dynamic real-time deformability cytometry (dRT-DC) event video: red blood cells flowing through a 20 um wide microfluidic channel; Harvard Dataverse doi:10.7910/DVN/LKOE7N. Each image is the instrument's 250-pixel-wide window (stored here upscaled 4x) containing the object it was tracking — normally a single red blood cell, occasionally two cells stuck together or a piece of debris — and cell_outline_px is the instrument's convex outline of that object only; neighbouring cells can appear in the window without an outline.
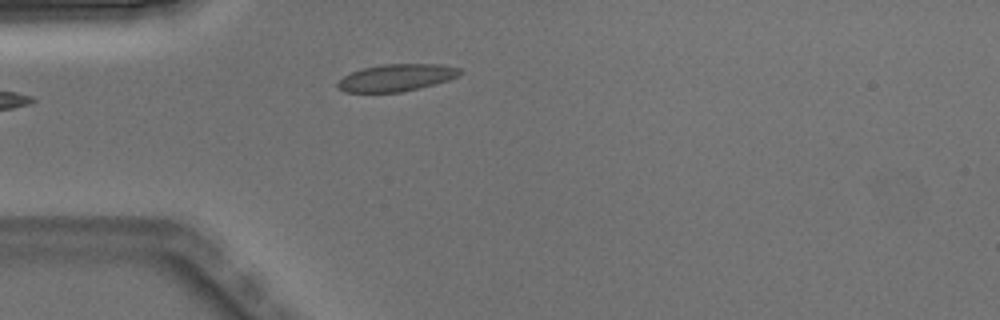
{"species": "Egyptian fruit bat (a non-hibernating species)", "species_latin": "Rousettus aegyptiacus", "temperature_condition": "warm", "stored_images_in_passage": 1, "camera_frame_rate_fps": 3000, "um_per_image_px": 0.085, "animal": {"sex": "male"}, "frame": {"image": 1, "passage_image": 1, "time_ms": 0.0, "image_size_px": [1000, 320], "cell_outline_px": [[464, 72], [460, 76], [448, 80], [420, 88], [400, 92], [344, 92], [336, 84], [344, 76], [352, 72], [364, 68], [384, 64], [440, 64], [460, 68]], "centroid_in_image_um": [33.75, 6.6], "position_along_channel_um": 51.2, "area_um2": 19.25}}